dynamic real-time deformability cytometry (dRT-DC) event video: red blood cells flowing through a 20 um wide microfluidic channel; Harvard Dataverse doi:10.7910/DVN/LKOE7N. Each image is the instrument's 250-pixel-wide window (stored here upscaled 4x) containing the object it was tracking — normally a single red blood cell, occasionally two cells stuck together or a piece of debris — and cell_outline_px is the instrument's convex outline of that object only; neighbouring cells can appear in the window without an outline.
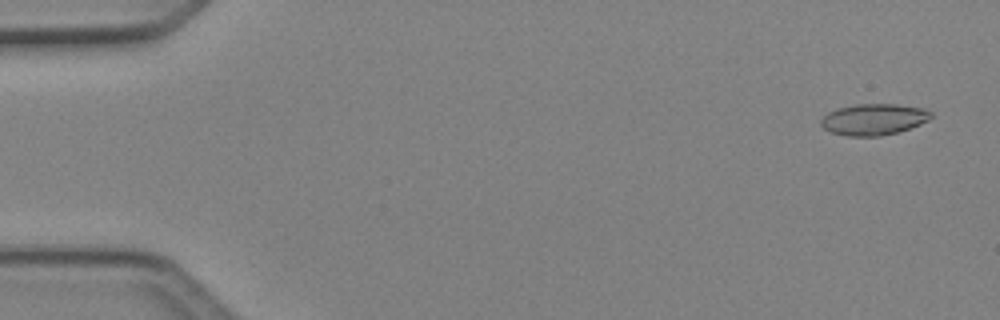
{"species": "Egyptian fruit bat (a non-hibernating species)", "species_latin": "Rousettus aegyptiacus", "temperature_condition": "cold", "stored_images_in_passage": 15, "camera_frame_rate_fps": 3000, "um_per_image_px": 0.085, "animal": {"sex": "female"}, "frame": {"image": 1, "passage_image": 2, "time_ms": 0.333, "image_size_px": [1000, 320], "cell_outline_px": [[932, 116], [928, 120], [920, 124], [896, 132], [880, 136], [848, 136], [832, 132], [824, 128], [820, 124], [820, 120], [828, 112], [836, 108], [856, 104], [896, 104], [924, 108], [932, 112]], "centroid_in_image_um": [74.25, 10.13], "position_along_channel_um": 10.7, "area_um2": 20.0}}
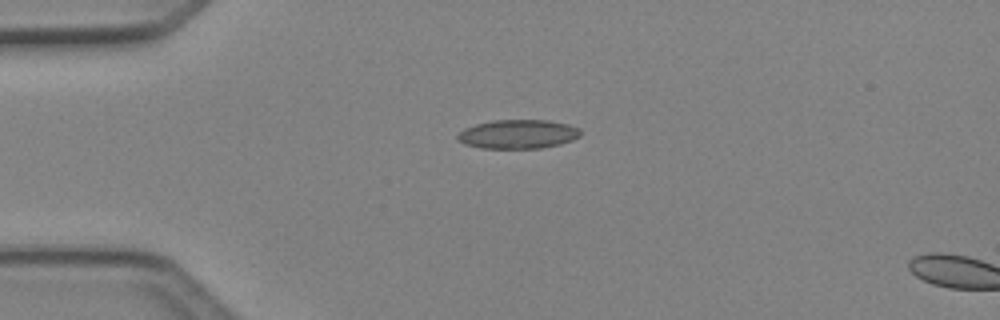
{"frame": {"image": 2, "passage_image": 12, "time_ms": 3.667, "image_size_px": [1000, 320], "cell_outline_px": [[580, 136], [572, 140], [560, 144], [540, 148], [480, 148], [464, 144], [456, 140], [456, 136], [464, 128], [476, 124], [492, 120], [548, 120], [568, 124], [580, 128]], "centroid_in_image_um": [44.01, 11.4], "position_along_channel_um": 41.0, "area_um2": 20.87}}